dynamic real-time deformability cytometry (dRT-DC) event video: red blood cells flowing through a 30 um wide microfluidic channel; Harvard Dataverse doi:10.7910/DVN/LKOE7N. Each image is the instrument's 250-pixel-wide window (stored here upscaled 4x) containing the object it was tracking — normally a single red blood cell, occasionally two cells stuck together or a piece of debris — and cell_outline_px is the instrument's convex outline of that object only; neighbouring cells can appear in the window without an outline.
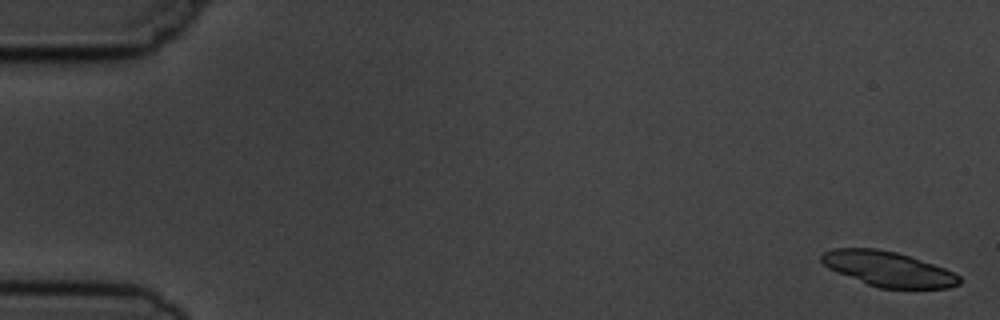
{"species": "common noctule bat (a hibernating species)", "species_latin": "Nyctalus noctula", "temperature_condition": "cold", "stored_images_in_passage": 13, "camera_frame_rate_fps": 3000, "um_per_image_px": 0.085, "animal": {"sex": "male", "body_mass_g": 19.5, "forearm_length_mm": 54.6}, "frame": {"image": 1, "passage_image": 1, "time_ms": 0.0, "image_size_px": [1000, 320], "cell_outline_px": [[960, 284], [948, 288], [880, 288], [868, 284], [828, 268], [820, 260], [820, 256], [824, 252], [832, 248], [876, 248], [896, 252], [944, 268], [960, 276]], "centroid_in_image_um": [75.48, 22.85], "position_along_channel_um": 9.5, "area_um2": 27.74}}
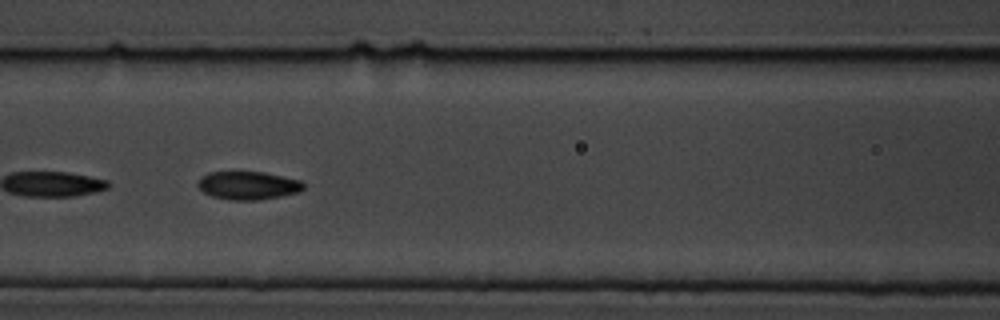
{"frame": {"image": 2, "passage_image": 7, "time_ms": 7.667, "image_size_px": [1000, 320], "cell_outline_px": [[304, 188], [300, 192], [260, 200], [228, 200], [212, 196], [204, 192], [196, 184], [200, 176], [208, 172], [264, 172], [300, 180], [304, 184]], "centroid_in_image_um": [21.07, 15.76], "position_along_channel_um": 145.5, "area_um2": 17.46}}
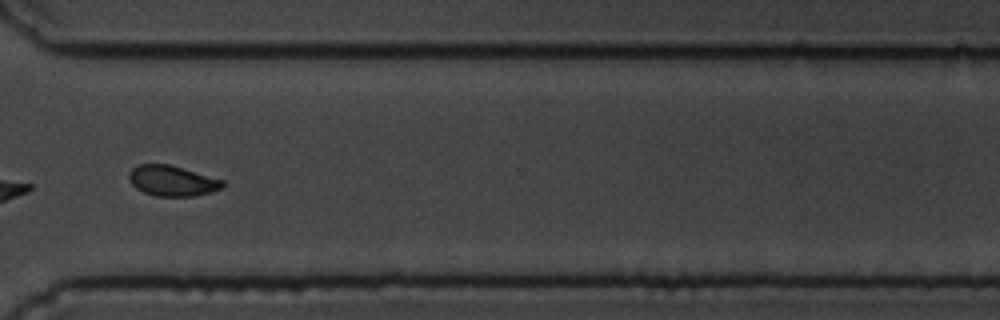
{"frame": {"image": 3, "passage_image": 12, "time_ms": 13.333, "image_size_px": [1000, 320], "cell_outline_px": [[224, 184], [220, 188], [196, 196], [156, 196], [144, 192], [136, 188], [132, 184], [128, 176], [132, 168], [136, 164], [168, 164], [224, 180]], "centroid_in_image_um": [14.6, 15.36], "position_along_channel_um": 356.0, "area_um2": 16.42}, "authors_computed_cell_mechanics": {"area_um2": 18.3804, "velocity_mm_per_s": 3.7221, "shape_relaxation_time_tau1_ms": 2.0439, "shape_relaxation_time_tau2_ms": 2.1814, "deformation_change_tau1": 0.0742, "deformation_change_tau2": 0.0422}}